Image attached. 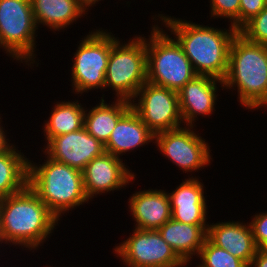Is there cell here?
<instances>
[{
	"instance_id": "cell-1",
	"label": "cell",
	"mask_w": 267,
	"mask_h": 267,
	"mask_svg": "<svg viewBox=\"0 0 267 267\" xmlns=\"http://www.w3.org/2000/svg\"><path fill=\"white\" fill-rule=\"evenodd\" d=\"M152 19L155 22L160 19L159 23L166 27L167 32H171L170 35L180 44L197 75L223 81L228 70L230 46L238 33L237 29L231 24L228 29H218L159 13Z\"/></svg>"
},
{
	"instance_id": "cell-2",
	"label": "cell",
	"mask_w": 267,
	"mask_h": 267,
	"mask_svg": "<svg viewBox=\"0 0 267 267\" xmlns=\"http://www.w3.org/2000/svg\"><path fill=\"white\" fill-rule=\"evenodd\" d=\"M59 221L28 185L0 199V238L6 245L37 251Z\"/></svg>"
},
{
	"instance_id": "cell-3",
	"label": "cell",
	"mask_w": 267,
	"mask_h": 267,
	"mask_svg": "<svg viewBox=\"0 0 267 267\" xmlns=\"http://www.w3.org/2000/svg\"><path fill=\"white\" fill-rule=\"evenodd\" d=\"M224 90L233 89L246 110L267 107V45L253 43L237 33L233 38ZM237 87V88H236Z\"/></svg>"
},
{
	"instance_id": "cell-4",
	"label": "cell",
	"mask_w": 267,
	"mask_h": 267,
	"mask_svg": "<svg viewBox=\"0 0 267 267\" xmlns=\"http://www.w3.org/2000/svg\"><path fill=\"white\" fill-rule=\"evenodd\" d=\"M46 160L37 164L28 160L30 189L59 219L69 210L89 202L83 183L82 171L50 158L43 150Z\"/></svg>"
},
{
	"instance_id": "cell-5",
	"label": "cell",
	"mask_w": 267,
	"mask_h": 267,
	"mask_svg": "<svg viewBox=\"0 0 267 267\" xmlns=\"http://www.w3.org/2000/svg\"><path fill=\"white\" fill-rule=\"evenodd\" d=\"M161 27L154 22L146 38L147 82L178 92L197 74L180 44Z\"/></svg>"
},
{
	"instance_id": "cell-6",
	"label": "cell",
	"mask_w": 267,
	"mask_h": 267,
	"mask_svg": "<svg viewBox=\"0 0 267 267\" xmlns=\"http://www.w3.org/2000/svg\"><path fill=\"white\" fill-rule=\"evenodd\" d=\"M143 35L136 34L128 42L124 40V43L113 35L104 91L111 88L115 92L114 99L131 101L147 81L146 36Z\"/></svg>"
},
{
	"instance_id": "cell-7",
	"label": "cell",
	"mask_w": 267,
	"mask_h": 267,
	"mask_svg": "<svg viewBox=\"0 0 267 267\" xmlns=\"http://www.w3.org/2000/svg\"><path fill=\"white\" fill-rule=\"evenodd\" d=\"M37 30L30 0H0V48L7 56L30 68L38 67Z\"/></svg>"
},
{
	"instance_id": "cell-8",
	"label": "cell",
	"mask_w": 267,
	"mask_h": 267,
	"mask_svg": "<svg viewBox=\"0 0 267 267\" xmlns=\"http://www.w3.org/2000/svg\"><path fill=\"white\" fill-rule=\"evenodd\" d=\"M102 29H94L85 35L73 54L70 74L72 92L75 95H82L93 89L104 90L113 34Z\"/></svg>"
},
{
	"instance_id": "cell-9",
	"label": "cell",
	"mask_w": 267,
	"mask_h": 267,
	"mask_svg": "<svg viewBox=\"0 0 267 267\" xmlns=\"http://www.w3.org/2000/svg\"><path fill=\"white\" fill-rule=\"evenodd\" d=\"M194 127L184 125L154 134L157 150L187 174L210 166L212 160L211 146Z\"/></svg>"
},
{
	"instance_id": "cell-10",
	"label": "cell",
	"mask_w": 267,
	"mask_h": 267,
	"mask_svg": "<svg viewBox=\"0 0 267 267\" xmlns=\"http://www.w3.org/2000/svg\"><path fill=\"white\" fill-rule=\"evenodd\" d=\"M113 252L126 267H185L158 230L135 228Z\"/></svg>"
},
{
	"instance_id": "cell-11",
	"label": "cell",
	"mask_w": 267,
	"mask_h": 267,
	"mask_svg": "<svg viewBox=\"0 0 267 267\" xmlns=\"http://www.w3.org/2000/svg\"><path fill=\"white\" fill-rule=\"evenodd\" d=\"M130 102L131 108L154 134L184 125L177 91L146 81Z\"/></svg>"
},
{
	"instance_id": "cell-12",
	"label": "cell",
	"mask_w": 267,
	"mask_h": 267,
	"mask_svg": "<svg viewBox=\"0 0 267 267\" xmlns=\"http://www.w3.org/2000/svg\"><path fill=\"white\" fill-rule=\"evenodd\" d=\"M82 174L84 190L90 201L95 196L121 190L129 183L133 184L136 179V174L125 165L123 158L107 152L92 159L82 170Z\"/></svg>"
},
{
	"instance_id": "cell-13",
	"label": "cell",
	"mask_w": 267,
	"mask_h": 267,
	"mask_svg": "<svg viewBox=\"0 0 267 267\" xmlns=\"http://www.w3.org/2000/svg\"><path fill=\"white\" fill-rule=\"evenodd\" d=\"M43 147V151L53 160L81 171L92 159L105 152L104 144L90 135L84 127L55 136Z\"/></svg>"
},
{
	"instance_id": "cell-14",
	"label": "cell",
	"mask_w": 267,
	"mask_h": 267,
	"mask_svg": "<svg viewBox=\"0 0 267 267\" xmlns=\"http://www.w3.org/2000/svg\"><path fill=\"white\" fill-rule=\"evenodd\" d=\"M219 86L224 89L223 81L210 76L196 75L177 92L184 125L195 126L200 115L202 118L212 116L216 111Z\"/></svg>"
},
{
	"instance_id": "cell-15",
	"label": "cell",
	"mask_w": 267,
	"mask_h": 267,
	"mask_svg": "<svg viewBox=\"0 0 267 267\" xmlns=\"http://www.w3.org/2000/svg\"><path fill=\"white\" fill-rule=\"evenodd\" d=\"M182 180L176 189L167 192L172 219L190 225L209 226L207 222V200L204 195V184L199 180L200 177L192 176Z\"/></svg>"
},
{
	"instance_id": "cell-16",
	"label": "cell",
	"mask_w": 267,
	"mask_h": 267,
	"mask_svg": "<svg viewBox=\"0 0 267 267\" xmlns=\"http://www.w3.org/2000/svg\"><path fill=\"white\" fill-rule=\"evenodd\" d=\"M128 203L132 220L136 223L134 228L158 230L172 218L170 200L164 189L136 191L130 196Z\"/></svg>"
},
{
	"instance_id": "cell-17",
	"label": "cell",
	"mask_w": 267,
	"mask_h": 267,
	"mask_svg": "<svg viewBox=\"0 0 267 267\" xmlns=\"http://www.w3.org/2000/svg\"><path fill=\"white\" fill-rule=\"evenodd\" d=\"M207 238L216 246L244 261L248 266L258 248L250 224L244 221L209 223Z\"/></svg>"
},
{
	"instance_id": "cell-18",
	"label": "cell",
	"mask_w": 267,
	"mask_h": 267,
	"mask_svg": "<svg viewBox=\"0 0 267 267\" xmlns=\"http://www.w3.org/2000/svg\"><path fill=\"white\" fill-rule=\"evenodd\" d=\"M154 143V133L130 108L117 122L111 136L104 145L105 152L120 158L134 149Z\"/></svg>"
},
{
	"instance_id": "cell-19",
	"label": "cell",
	"mask_w": 267,
	"mask_h": 267,
	"mask_svg": "<svg viewBox=\"0 0 267 267\" xmlns=\"http://www.w3.org/2000/svg\"><path fill=\"white\" fill-rule=\"evenodd\" d=\"M207 230L208 226L185 224L171 218L158 232L187 267L193 256L198 257L207 238Z\"/></svg>"
},
{
	"instance_id": "cell-20",
	"label": "cell",
	"mask_w": 267,
	"mask_h": 267,
	"mask_svg": "<svg viewBox=\"0 0 267 267\" xmlns=\"http://www.w3.org/2000/svg\"><path fill=\"white\" fill-rule=\"evenodd\" d=\"M37 27L63 30L88 14L78 0H30Z\"/></svg>"
},
{
	"instance_id": "cell-21",
	"label": "cell",
	"mask_w": 267,
	"mask_h": 267,
	"mask_svg": "<svg viewBox=\"0 0 267 267\" xmlns=\"http://www.w3.org/2000/svg\"><path fill=\"white\" fill-rule=\"evenodd\" d=\"M105 94L100 97L99 104L85 109L84 128L86 131L106 144L118 120L131 108V102L124 99H116L109 104L104 99ZM89 110V111H88ZM88 112V113H87Z\"/></svg>"
},
{
	"instance_id": "cell-22",
	"label": "cell",
	"mask_w": 267,
	"mask_h": 267,
	"mask_svg": "<svg viewBox=\"0 0 267 267\" xmlns=\"http://www.w3.org/2000/svg\"><path fill=\"white\" fill-rule=\"evenodd\" d=\"M26 157L12 143L0 151V199L16 194L27 186L29 158Z\"/></svg>"
},
{
	"instance_id": "cell-23",
	"label": "cell",
	"mask_w": 267,
	"mask_h": 267,
	"mask_svg": "<svg viewBox=\"0 0 267 267\" xmlns=\"http://www.w3.org/2000/svg\"><path fill=\"white\" fill-rule=\"evenodd\" d=\"M51 115L43 124L46 144L55 136L67 134L84 127L85 107L78 101H57Z\"/></svg>"
},
{
	"instance_id": "cell-24",
	"label": "cell",
	"mask_w": 267,
	"mask_h": 267,
	"mask_svg": "<svg viewBox=\"0 0 267 267\" xmlns=\"http://www.w3.org/2000/svg\"><path fill=\"white\" fill-rule=\"evenodd\" d=\"M197 258H200L201 262L196 267H249L244 261L216 246L208 238L205 239Z\"/></svg>"
},
{
	"instance_id": "cell-25",
	"label": "cell",
	"mask_w": 267,
	"mask_h": 267,
	"mask_svg": "<svg viewBox=\"0 0 267 267\" xmlns=\"http://www.w3.org/2000/svg\"><path fill=\"white\" fill-rule=\"evenodd\" d=\"M238 33L250 42L267 45V5L258 15L246 22Z\"/></svg>"
},
{
	"instance_id": "cell-26",
	"label": "cell",
	"mask_w": 267,
	"mask_h": 267,
	"mask_svg": "<svg viewBox=\"0 0 267 267\" xmlns=\"http://www.w3.org/2000/svg\"><path fill=\"white\" fill-rule=\"evenodd\" d=\"M210 19H228V23L239 30L240 0H210Z\"/></svg>"
},
{
	"instance_id": "cell-27",
	"label": "cell",
	"mask_w": 267,
	"mask_h": 267,
	"mask_svg": "<svg viewBox=\"0 0 267 267\" xmlns=\"http://www.w3.org/2000/svg\"><path fill=\"white\" fill-rule=\"evenodd\" d=\"M252 217L249 224L252 229L255 245L259 249L267 242V211L256 213Z\"/></svg>"
},
{
	"instance_id": "cell-28",
	"label": "cell",
	"mask_w": 267,
	"mask_h": 267,
	"mask_svg": "<svg viewBox=\"0 0 267 267\" xmlns=\"http://www.w3.org/2000/svg\"><path fill=\"white\" fill-rule=\"evenodd\" d=\"M266 5L265 0H240L239 29L252 17L258 15Z\"/></svg>"
},
{
	"instance_id": "cell-29",
	"label": "cell",
	"mask_w": 267,
	"mask_h": 267,
	"mask_svg": "<svg viewBox=\"0 0 267 267\" xmlns=\"http://www.w3.org/2000/svg\"><path fill=\"white\" fill-rule=\"evenodd\" d=\"M249 267H267V254L258 249Z\"/></svg>"
},
{
	"instance_id": "cell-30",
	"label": "cell",
	"mask_w": 267,
	"mask_h": 267,
	"mask_svg": "<svg viewBox=\"0 0 267 267\" xmlns=\"http://www.w3.org/2000/svg\"><path fill=\"white\" fill-rule=\"evenodd\" d=\"M2 116H0L1 119ZM3 121L2 119L0 120V151H2L9 143L11 140L7 137V130L3 128V125L1 124ZM5 130V131H4ZM6 132V133H5Z\"/></svg>"
},
{
	"instance_id": "cell-31",
	"label": "cell",
	"mask_w": 267,
	"mask_h": 267,
	"mask_svg": "<svg viewBox=\"0 0 267 267\" xmlns=\"http://www.w3.org/2000/svg\"><path fill=\"white\" fill-rule=\"evenodd\" d=\"M101 0H78L80 5L88 12L90 7L96 6V3L99 4L98 2ZM104 1V0H103Z\"/></svg>"
},
{
	"instance_id": "cell-32",
	"label": "cell",
	"mask_w": 267,
	"mask_h": 267,
	"mask_svg": "<svg viewBox=\"0 0 267 267\" xmlns=\"http://www.w3.org/2000/svg\"><path fill=\"white\" fill-rule=\"evenodd\" d=\"M262 252L267 254V242L264 243L260 248H259Z\"/></svg>"
}]
</instances>
